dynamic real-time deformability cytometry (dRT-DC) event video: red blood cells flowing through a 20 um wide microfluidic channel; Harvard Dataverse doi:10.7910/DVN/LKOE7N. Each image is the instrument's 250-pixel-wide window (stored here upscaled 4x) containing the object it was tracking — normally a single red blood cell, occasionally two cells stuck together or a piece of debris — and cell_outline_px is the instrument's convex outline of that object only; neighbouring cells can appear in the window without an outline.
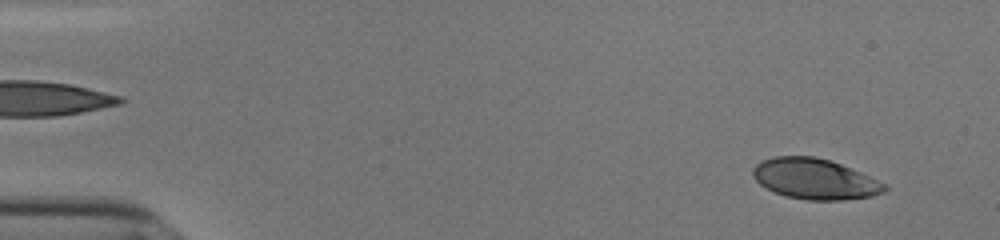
{"species": "human", "species_latin": "Homo sapiens", "temperature_condition": "cold", "stored_images_in_passage": 54, "camera_frame_rate_fps": 3000, "um_per_image_px": 0.085, "donor": {"sex": "male"}, "frame": {"image": 1, "passage_image": 4, "time_ms": 1.0, "image_size_px": [1000, 240], "cell_outline_px": [[888, 188], [884, 192], [872, 196], [840, 200], [808, 200], [784, 196], [760, 184], [752, 176], [752, 168], [760, 160], [772, 156], [812, 156], [828, 160], [840, 164], [860, 172], [884, 184]], "centroid_in_image_um": [69.21, 15.2], "position_along_channel_um": 15.8, "area_um2": 30.92}}
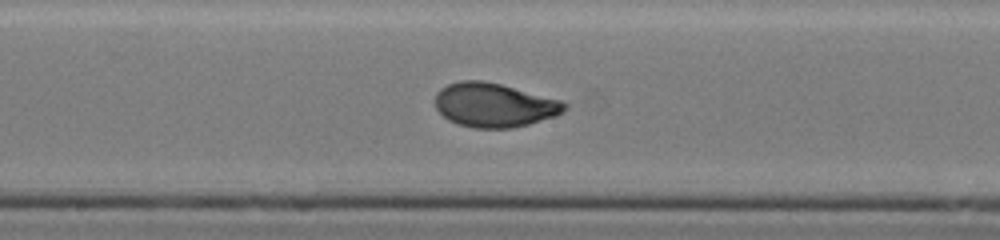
{"frame": {"image": 2, "passage_image": 29, "time_ms": 9.333, "image_size_px": [1000, 240], "cell_outline_px": [[568, 108], [564, 112], [556, 116], [528, 124], [512, 128], [472, 128], [456, 124], [448, 120], [436, 108], [436, 92], [440, 88], [448, 84], [460, 80], [484, 80], [500, 84], [560, 100], [568, 104]], "centroid_in_image_um": [42.0, 8.93], "position_along_channel_um": 206.2, "area_um2": 33.29}}
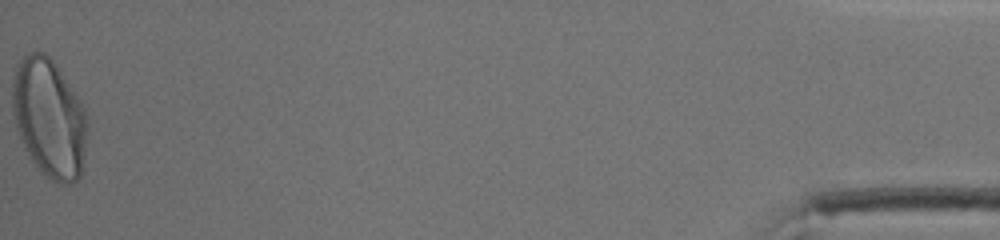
{"frame": {"image": 3, "passage_image": 54, "time_ms": 17.667, "image_size_px": [1000, 240], "cell_outline_px": [[88, 124], [80, 176], [72, 184], [60, 184], [52, 180], [40, 172], [24, 148], [16, 128], [12, 116], [12, 76], [16, 64], [20, 56], [28, 52], [44, 52], [56, 64], [80, 100], [84, 108]], "centroid_in_image_um": [4.14, 10.0], "position_along_channel_um": 431.1, "area_um2": 52.31}, "authors_computed_cell_mechanics": {"area_um2": 32.6859, "velocity_mm_per_s": 3.8118, "shape_relaxation_time_tau1_ms": 3.34, "shape_relaxation_time_tau2_ms": null, "deformation_change_tau1": 0.1705, "deformation_change_tau2": null}}